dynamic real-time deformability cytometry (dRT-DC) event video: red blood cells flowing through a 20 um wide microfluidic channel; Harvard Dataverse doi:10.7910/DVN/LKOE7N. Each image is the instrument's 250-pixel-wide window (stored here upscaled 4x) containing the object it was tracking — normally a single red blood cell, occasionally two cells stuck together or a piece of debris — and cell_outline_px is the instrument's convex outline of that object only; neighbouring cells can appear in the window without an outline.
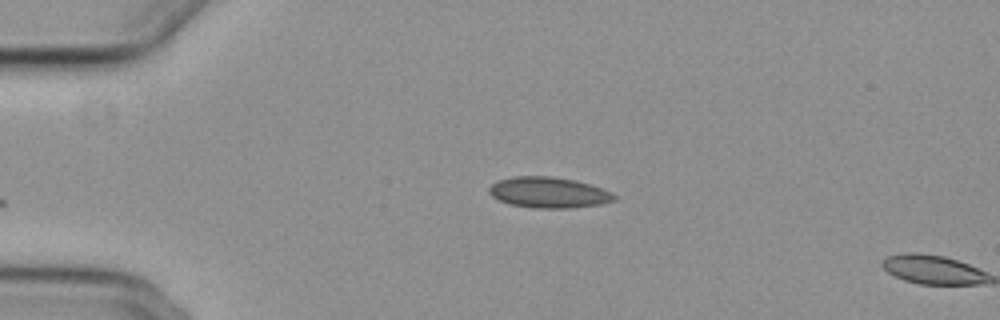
{"species": "common noctule bat (a hibernating species)", "species_latin": "Nyctalus noctula", "temperature_condition": "cold", "stored_images_in_passage": 2, "camera_frame_rate_fps": 3000, "um_per_image_px": 0.085, "animal": {"sex": "female", "body_mass_g": 29.2, "forearm_length_mm": 56.3}, "frame": {"image": 1, "passage_image": 1, "time_ms": 0.0, "image_size_px": [1000, 320], "cell_outline_px": [[616, 200], [600, 204], [568, 208], [532, 208], [508, 204], [492, 196], [488, 192], [488, 188], [492, 184], [500, 180], [512, 176], [552, 176], [576, 180], [612, 192], [616, 196]], "centroid_in_image_um": [46.62, 16.36], "position_along_channel_um": 38.4, "area_um2": 22.48}}